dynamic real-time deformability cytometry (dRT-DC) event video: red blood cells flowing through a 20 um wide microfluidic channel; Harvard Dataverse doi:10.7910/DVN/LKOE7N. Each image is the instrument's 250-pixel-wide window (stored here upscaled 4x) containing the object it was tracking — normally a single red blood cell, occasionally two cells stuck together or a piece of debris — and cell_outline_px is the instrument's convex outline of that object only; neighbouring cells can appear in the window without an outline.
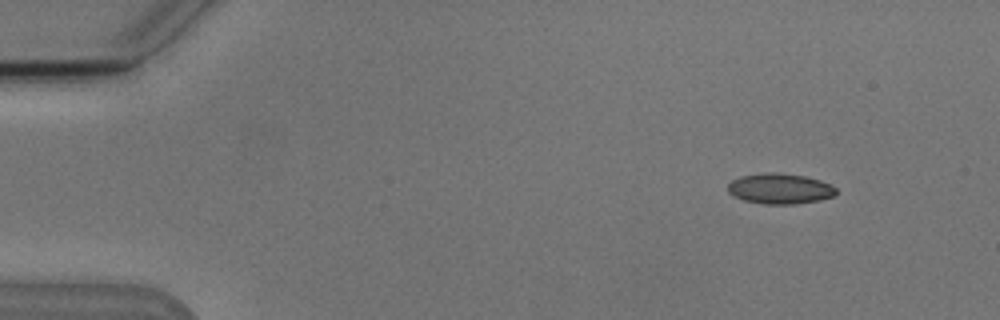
{"species": "Egyptian fruit bat (a non-hibernating species)", "species_latin": "Rousettus aegyptiacus", "temperature_condition": "cold", "stored_images_in_passage": 5, "camera_frame_rate_fps": 3000, "um_per_image_px": 0.085, "animal": {"sex": "male"}, "frame": {"image": 1, "passage_image": 2, "time_ms": 1.333, "image_size_px": [1000, 320], "cell_outline_px": [[836, 192], [832, 196], [816, 200], [792, 204], [764, 204], [744, 200], [732, 196], [728, 192], [728, 184], [732, 180], [740, 176], [768, 172], [776, 172], [804, 176], [820, 180], [836, 188]], "centroid_in_image_um": [66.23, 16.03], "position_along_channel_um": 18.8, "area_um2": 19.02}}
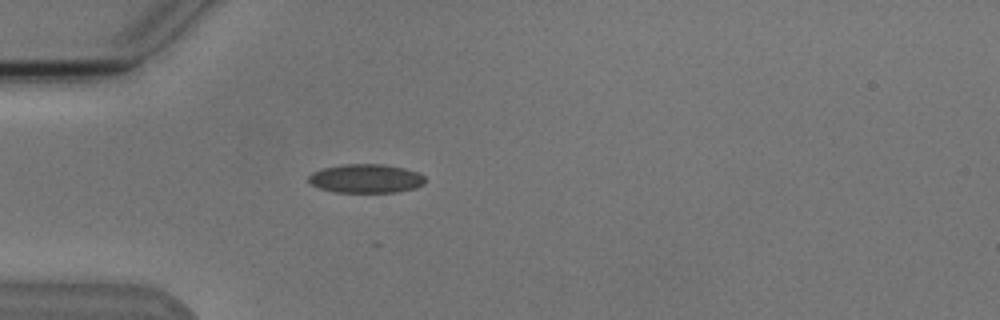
{"frame": {"image": 2, "passage_image": 5, "time_ms": 4.667, "image_size_px": [1000, 320], "cell_outline_px": [[424, 184], [416, 188], [396, 192], [336, 192], [320, 188], [312, 184], [308, 180], [308, 176], [312, 172], [324, 168], [344, 164], [384, 164], [404, 168], [420, 172], [424, 176]], "centroid_in_image_um": [31.13, 15.17], "position_along_channel_um": 53.9, "area_um2": 19.59}}